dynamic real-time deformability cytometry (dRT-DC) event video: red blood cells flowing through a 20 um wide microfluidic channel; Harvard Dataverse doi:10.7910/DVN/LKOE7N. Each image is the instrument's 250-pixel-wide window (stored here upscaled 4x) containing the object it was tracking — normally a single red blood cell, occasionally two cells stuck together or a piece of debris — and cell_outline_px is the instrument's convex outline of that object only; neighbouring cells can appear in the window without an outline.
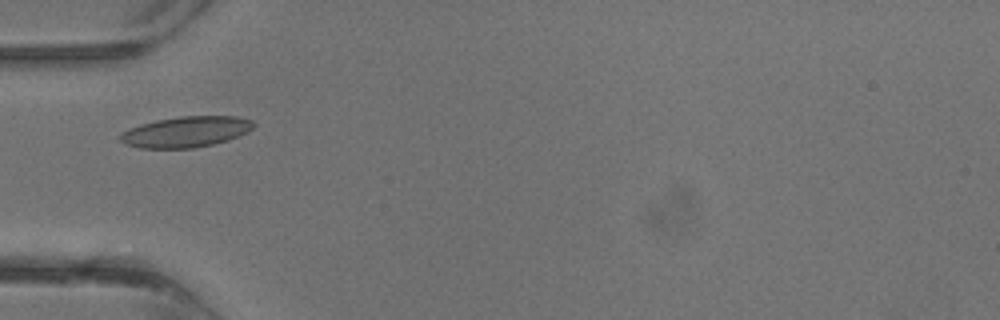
{"species": "common noctule bat (a hibernating species)", "species_latin": "Nyctalus noctula", "temperature_condition": "warm", "stored_images_in_passage": 26, "camera_frame_rate_fps": 3000, "um_per_image_px": 0.085, "animal": {"sex": "male", "body_mass_g": 13.3}, "frame": {"image": 1, "passage_image": 1, "time_ms": 0.0, "image_size_px": [1000, 320], "cell_outline_px": [[256, 124], [248, 132], [228, 140], [212, 144], [192, 148], [140, 148], [124, 144], [120, 140], [120, 132], [128, 128], [140, 124], [156, 120], [180, 116], [236, 116], [252, 120]], "centroid_in_image_um": [15.79, 11.2], "position_along_channel_um": 69.2, "area_um2": 24.04}}
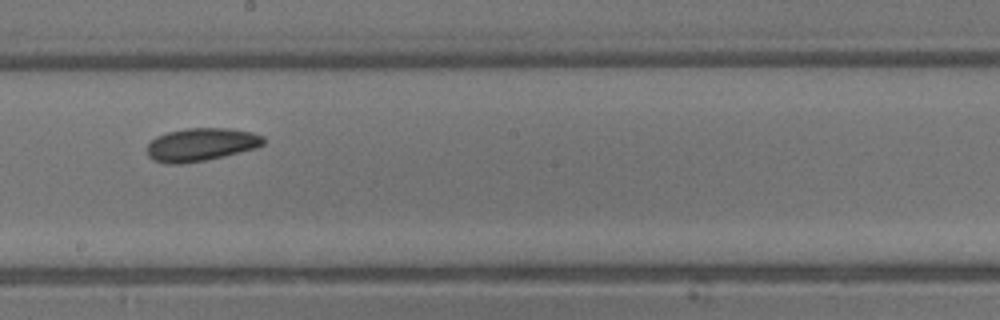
{"frame": {"image": 2, "passage_image": 10, "time_ms": 3.0, "image_size_px": [1000, 320], "cell_outline_px": [[264, 144], [256, 148], [224, 156], [204, 160], [180, 164], [168, 164], [152, 160], [148, 156], [148, 144], [156, 136], [168, 132], [184, 128], [228, 128], [252, 132], [264, 136]], "centroid_in_image_um": [17.09, 12.28], "position_along_channel_um": 231.1, "area_um2": 22.43}}
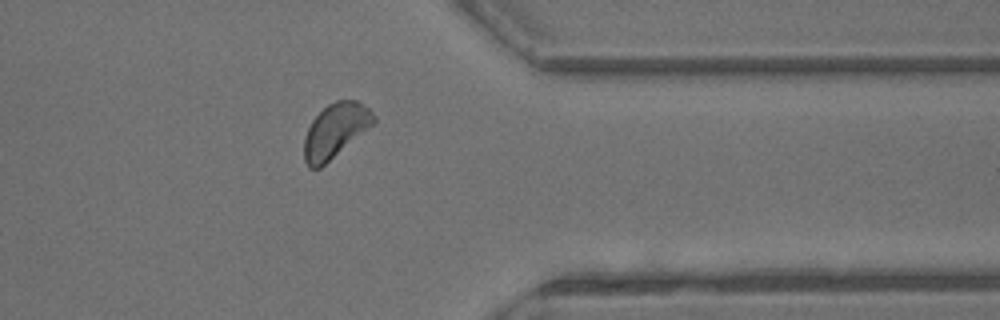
{"frame": {"image": 3, "passage_image": 19, "time_ms": 6.0, "image_size_px": [1000, 320], "cell_outline_px": [[376, 120], [368, 128], [320, 168], [308, 168], [304, 160], [304, 136], [312, 120], [328, 104], [336, 100], [356, 100], [368, 108], [376, 116]], "centroid_in_image_um": [28.48, 11.1], "position_along_channel_um": 382.9, "area_um2": 21.62}}